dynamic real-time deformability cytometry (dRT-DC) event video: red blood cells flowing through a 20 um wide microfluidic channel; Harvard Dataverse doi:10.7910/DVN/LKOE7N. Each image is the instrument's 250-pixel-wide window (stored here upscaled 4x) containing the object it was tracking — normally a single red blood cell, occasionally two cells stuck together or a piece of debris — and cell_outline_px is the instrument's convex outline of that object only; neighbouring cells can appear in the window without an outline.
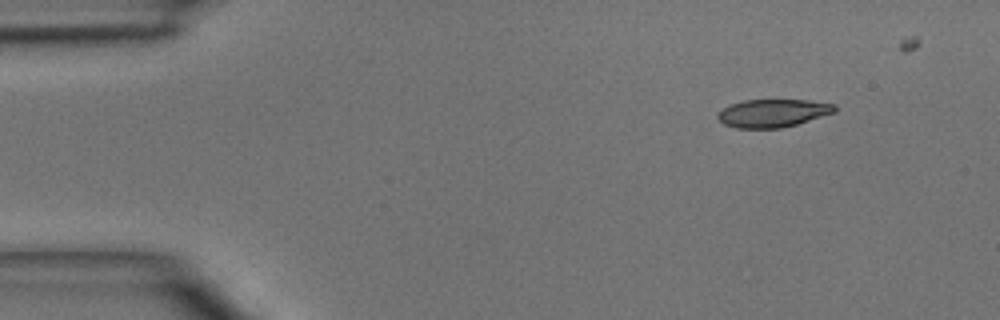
{"species": "common noctule bat (a hibernating species)", "species_latin": "Nyctalus noctula", "temperature_condition": "room temperature", "stored_images_in_passage": 4, "camera_frame_rate_fps": 3000, "um_per_image_px": 0.085, "animal": {"sex": "male", "body_mass_g": 15.6}, "frame": {"image": 1, "passage_image": 1, "time_ms": 0.0, "image_size_px": [1000, 320], "cell_outline_px": [[836, 112], [796, 124], [780, 128], [736, 128], [724, 124], [716, 116], [716, 112], [728, 104], [744, 100], [808, 100], [836, 104]], "centroid_in_image_um": [65.66, 9.61], "position_along_channel_um": 19.3, "area_um2": 19.19}}
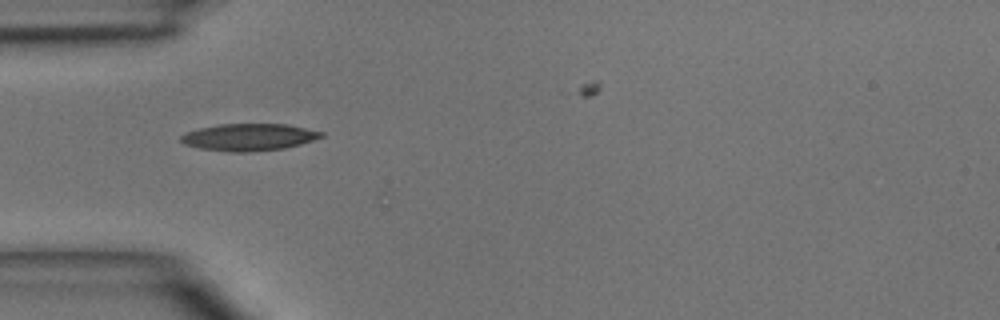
{"frame": {"image": 2, "passage_image": 3, "time_ms": 3.0, "image_size_px": [1000, 320], "cell_outline_px": [[324, 136], [300, 144], [284, 148], [252, 152], [228, 152], [200, 148], [184, 144], [180, 140], [180, 136], [188, 132], [200, 128], [220, 124], [288, 124], [324, 132]], "centroid_in_image_um": [21.17, 11.66], "position_along_channel_um": 63.8, "area_um2": 22.08}}